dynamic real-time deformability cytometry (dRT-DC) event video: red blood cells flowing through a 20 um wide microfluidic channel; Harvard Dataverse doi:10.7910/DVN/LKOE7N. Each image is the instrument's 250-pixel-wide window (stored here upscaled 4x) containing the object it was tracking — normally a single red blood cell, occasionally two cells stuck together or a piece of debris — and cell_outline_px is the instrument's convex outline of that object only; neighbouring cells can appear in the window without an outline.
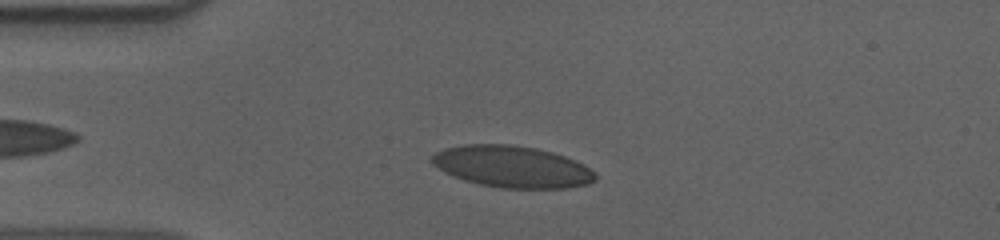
{"species": "human", "species_latin": "Homo sapiens", "temperature_condition": "cold", "stored_images_in_passage": 39, "camera_frame_rate_fps": 3000, "um_per_image_px": 0.085, "donor": {"sex": "male"}, "frame": {"image": 1, "passage_image": 8, "time_ms": 2.333, "image_size_px": [1000, 240], "cell_outline_px": [[596, 180], [584, 184], [564, 188], [504, 188], [480, 184], [464, 180], [440, 168], [432, 160], [432, 156], [436, 152], [448, 148], [468, 144], [508, 144], [532, 148], [552, 152], [564, 156], [588, 168], [596, 176]], "centroid_in_image_um": [43.54, 14.17], "position_along_channel_um": 41.5, "area_um2": 38.55}}
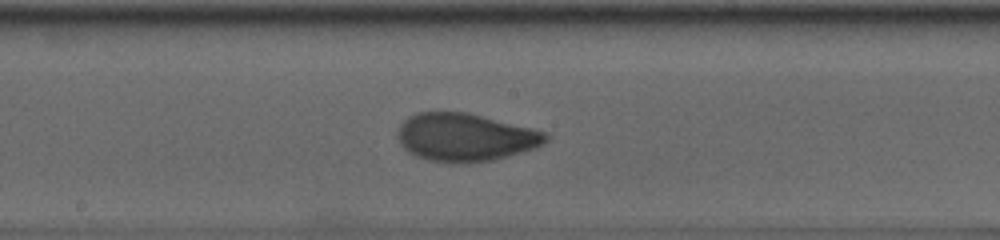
{"frame": {"image": 2, "passage_image": 24, "time_ms": 7.667, "image_size_px": [1000, 240], "cell_outline_px": [[548, 140], [536, 148], [492, 160], [432, 160], [416, 156], [408, 152], [400, 144], [396, 136], [400, 124], [408, 116], [420, 112], [464, 112], [532, 128], [544, 132], [548, 136]], "centroid_in_image_um": [39.52, 11.63], "position_along_channel_um": 208.7, "area_um2": 40.29}}
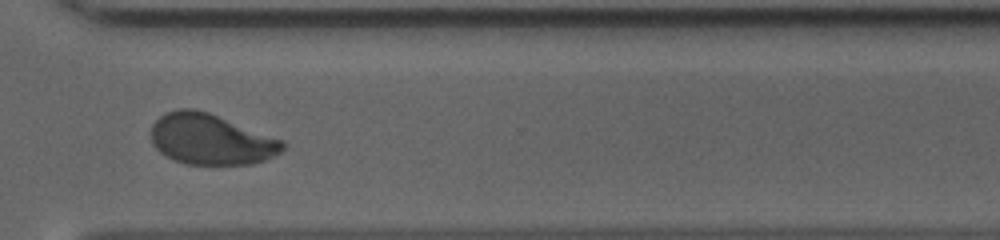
{"frame": {"image": 3, "passage_image": 36, "time_ms": 11.667, "image_size_px": [1000, 240], "cell_outline_px": [[284, 148], [280, 152], [264, 160], [252, 164], [188, 164], [176, 160], [160, 152], [152, 144], [152, 124], [160, 116], [168, 112], [180, 108], [192, 108], [208, 112], [284, 140]], "centroid_in_image_um": [17.93, 11.83], "position_along_channel_um": 352.7, "area_um2": 38.55}, "authors_computed_cell_mechanics": {"area_um2": 39.5352, "velocity_mm_per_s": 3.597, "shape_relaxation_time_tau1_ms": 5.2922, "shape_relaxation_time_tau2_ms": 0.7825, "deformation_change_tau1": 0.1795, "deformation_change_tau2": 0.0503}}